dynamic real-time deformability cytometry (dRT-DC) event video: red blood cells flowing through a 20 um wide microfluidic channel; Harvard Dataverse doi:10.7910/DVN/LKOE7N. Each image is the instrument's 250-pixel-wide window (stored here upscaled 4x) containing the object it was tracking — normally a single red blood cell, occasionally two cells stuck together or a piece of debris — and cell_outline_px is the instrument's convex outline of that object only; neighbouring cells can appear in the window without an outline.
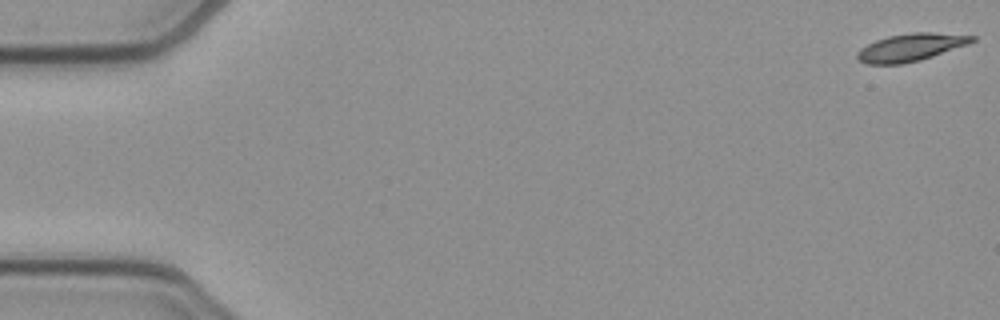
{"species": "common noctule bat (a hibernating species)", "species_latin": "Nyctalus noctula", "temperature_condition": "cold", "stored_images_in_passage": 53, "camera_frame_rate_fps": 3000, "um_per_image_px": 0.085, "animal": {"sex": "female", "body_mass_g": 21.9}, "frame": {"image": 1, "passage_image": 1, "time_ms": 0.0, "image_size_px": [1000, 320], "cell_outline_px": [[976, 40], [968, 44], [920, 60], [900, 64], [864, 64], [856, 56], [856, 52], [860, 48], [876, 40], [888, 36], [912, 32], [932, 32], [976, 36]], "centroid_in_image_um": [77.39, 4.02], "position_along_channel_um": 7.6, "area_um2": 18.38}}
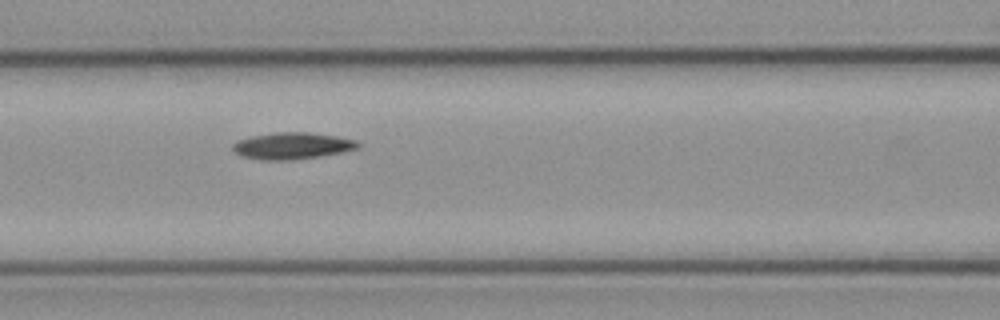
{"frame": {"image": 2, "passage_image": 23, "time_ms": 7.333, "image_size_px": [1000, 320], "cell_outline_px": [[360, 148], [344, 152], [320, 156], [292, 160], [260, 160], [240, 156], [232, 148], [232, 144], [236, 140], [252, 136], [276, 132], [308, 132], [336, 136], [356, 140], [360, 144]], "centroid_in_image_um": [24.83, 12.4], "position_along_channel_um": 141.8, "area_um2": 19.65}}
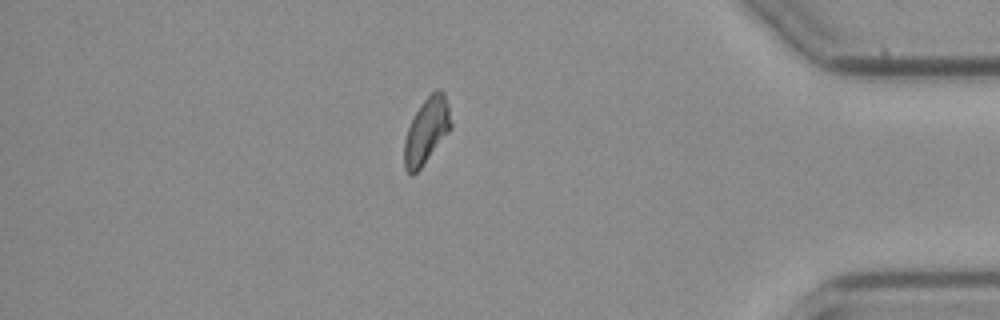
{"frame": {"image": 3, "passage_image": 46, "time_ms": 15.0, "image_size_px": [1000, 320], "cell_outline_px": [[452, 128], [420, 168], [412, 176], [404, 168], [404, 140], [408, 128], [420, 104], [436, 88], [440, 88], [444, 92], [448, 104], [452, 124]], "centroid_in_image_um": [36.27, 11.09], "position_along_channel_um": 398.9, "area_um2": 17.8}, "authors_computed_cell_mechanics": {"area_um2": 18.496, "velocity_mm_per_s": 3.8584, "shape_relaxation_time_tau1_ms": 5.8717, "shape_relaxation_time_tau2_ms": null, "deformation_change_tau1": 0.1387, "deformation_change_tau2": null}}